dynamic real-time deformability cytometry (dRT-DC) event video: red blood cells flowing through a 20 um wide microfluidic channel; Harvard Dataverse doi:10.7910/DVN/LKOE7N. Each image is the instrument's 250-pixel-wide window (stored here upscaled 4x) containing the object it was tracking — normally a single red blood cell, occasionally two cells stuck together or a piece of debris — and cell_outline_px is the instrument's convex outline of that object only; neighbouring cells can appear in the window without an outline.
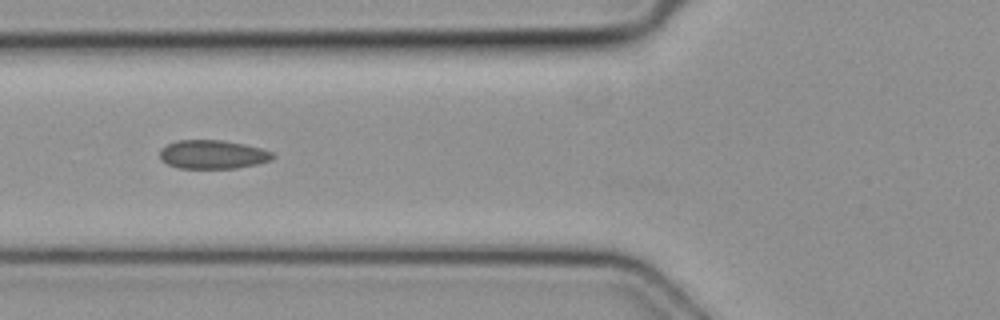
{"species": "common noctule bat (a hibernating species)", "species_latin": "Nyctalus noctula", "temperature_condition": "cold", "stored_images_in_passage": 6, "camera_frame_rate_fps": 3000, "um_per_image_px": 0.085, "animal": {"sex": "female", "body_mass_g": 19.3, "forearm_length_mm": 54.1}, "frame": {"image": 1, "passage_image": 5, "time_ms": 1.333, "image_size_px": [1000, 320], "cell_outline_px": [[276, 156], [272, 160], [256, 164], [236, 168], [180, 168], [168, 164], [160, 160], [160, 152], [168, 144], [176, 140], [224, 140], [244, 144], [260, 148], [272, 152]], "centroid_in_image_um": [18.1, 13.13], "position_along_channel_um": 107.7, "area_um2": 18.84}}
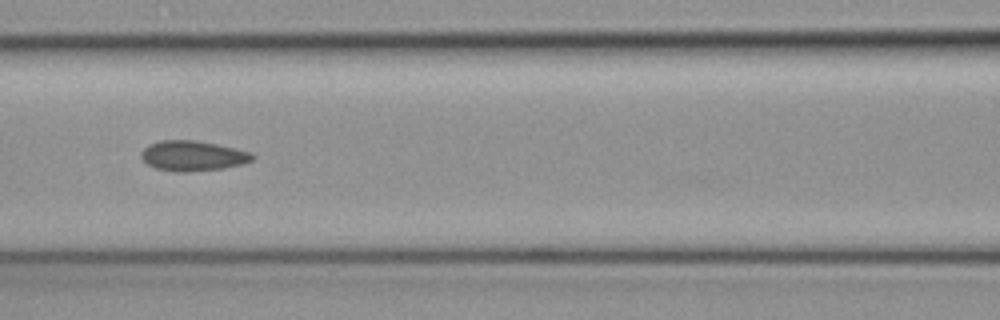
{"frame": {"image": 2, "passage_image": 6, "time_ms": 1.667, "image_size_px": [1000, 320], "cell_outline_px": [[256, 156], [252, 160], [240, 164], [224, 168], [188, 172], [176, 172], [156, 168], [148, 164], [140, 156], [140, 152], [148, 144], [160, 140], [192, 140], [216, 144], [252, 152]], "centroid_in_image_um": [16.37, 13.24], "position_along_channel_um": 150.2, "area_um2": 19.54}}